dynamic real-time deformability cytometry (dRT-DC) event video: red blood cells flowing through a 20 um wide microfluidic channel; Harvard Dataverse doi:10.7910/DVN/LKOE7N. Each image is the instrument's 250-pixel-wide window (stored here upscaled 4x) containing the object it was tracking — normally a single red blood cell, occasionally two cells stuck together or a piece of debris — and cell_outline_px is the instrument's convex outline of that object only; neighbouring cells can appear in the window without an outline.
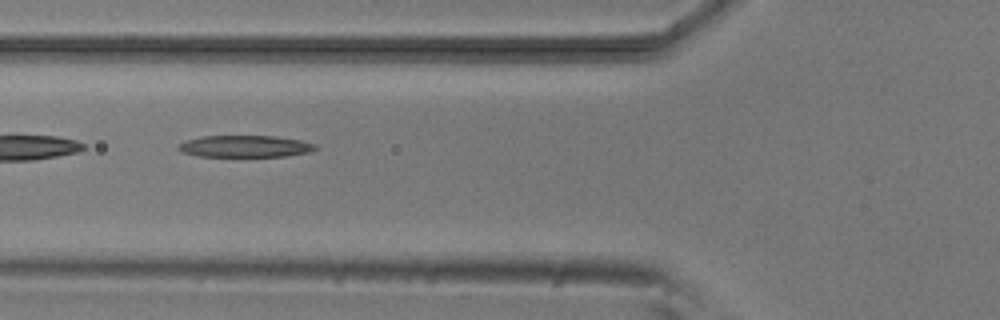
{"species": "common noctule bat (a hibernating species)", "species_latin": "Nyctalus noctula", "temperature_condition": "room temperature", "stored_images_in_passage": 14, "camera_frame_rate_fps": 3000, "um_per_image_px": 0.085, "animal": {"sex": "male", "body_mass_g": 20.5, "forearm_length_mm": 52.5}, "frame": {"image": 1, "passage_image": 5, "time_ms": 5.667, "image_size_px": [1000, 320], "cell_outline_px": [[316, 148], [312, 152], [288, 156], [200, 156], [184, 152], [176, 148], [180, 144], [188, 140], [204, 136], [276, 136], [300, 140], [316, 144]], "centroid_in_image_um": [20.9, 12.43], "position_along_channel_um": 104.9, "area_um2": 17.22}}
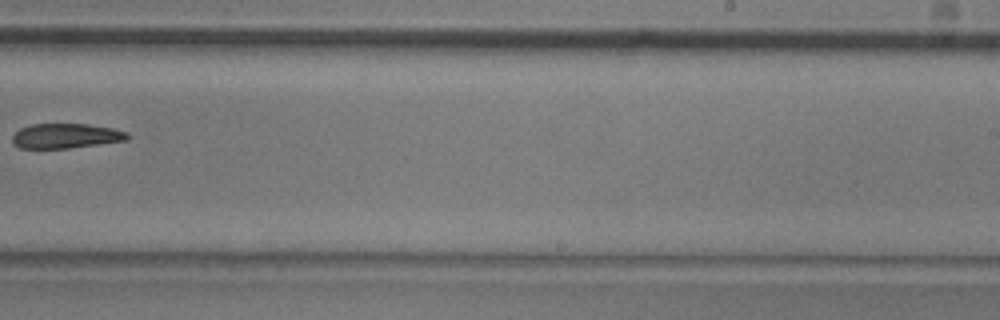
{"frame": {"image": 2, "passage_image": 9, "time_ms": 10.333, "image_size_px": [1000, 320], "cell_outline_px": [[132, 136], [128, 140], [100, 144], [68, 148], [20, 148], [12, 144], [12, 136], [20, 128], [32, 124], [88, 124], [112, 128], [128, 132]], "centroid_in_image_um": [5.62, 11.55], "position_along_channel_um": 283.4, "area_um2": 16.76}}
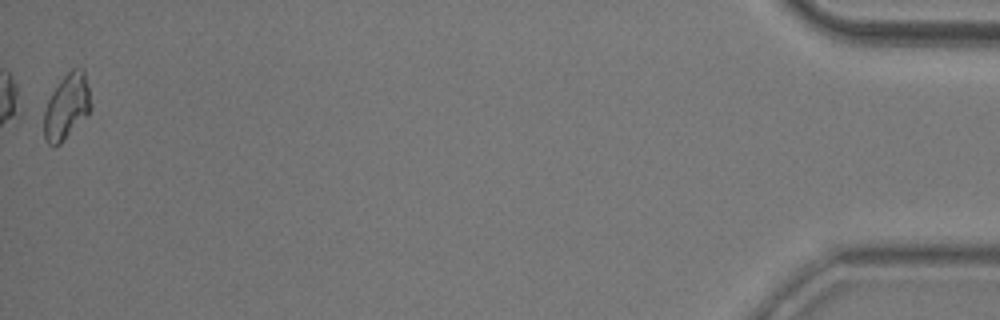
{"frame": {"image": 3, "passage_image": 14, "time_ms": 16.667, "image_size_px": [1000, 320], "cell_outline_px": [[92, 108], [60, 144], [48, 144], [44, 140], [44, 112], [48, 100], [52, 92], [60, 80], [72, 68], [84, 68]], "centroid_in_image_um": [5.66, 9.04], "position_along_channel_um": 429.5, "area_um2": 17.51}}